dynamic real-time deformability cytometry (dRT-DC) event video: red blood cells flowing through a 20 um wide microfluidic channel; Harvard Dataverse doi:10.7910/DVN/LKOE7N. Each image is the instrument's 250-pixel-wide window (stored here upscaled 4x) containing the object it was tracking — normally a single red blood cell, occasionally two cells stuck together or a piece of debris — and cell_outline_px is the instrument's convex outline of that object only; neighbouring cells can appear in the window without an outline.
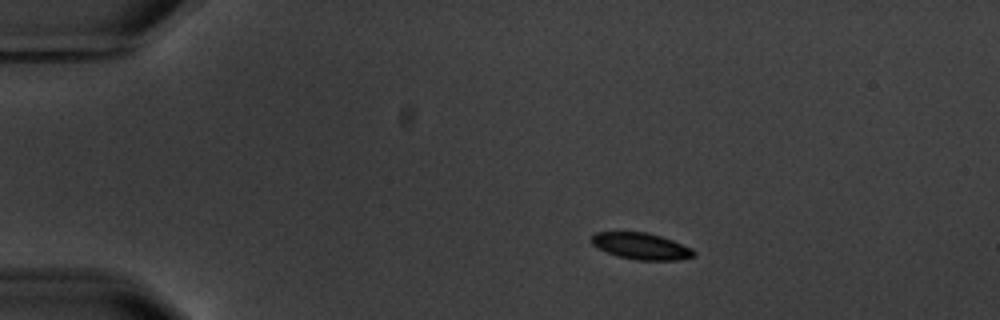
{"species": "common noctule bat (a hibernating species)", "species_latin": "Nyctalus noctula", "temperature_condition": "warm", "stored_images_in_passage": 6, "camera_frame_rate_fps": 3000, "um_per_image_px": 0.085, "animal": {"sex": "male", "body_mass_g": 20.1, "forearm_length_mm": 53.5}, "frame": {"image": 1, "passage_image": 3, "time_ms": 2.333, "image_size_px": [1000, 320], "cell_outline_px": [[696, 256], [680, 260], [636, 260], [616, 256], [592, 244], [592, 236], [596, 232], [648, 232], [672, 240], [692, 248], [696, 252]], "centroid_in_image_um": [54.55, 20.93], "position_along_channel_um": 30.5, "area_um2": 15.78}}
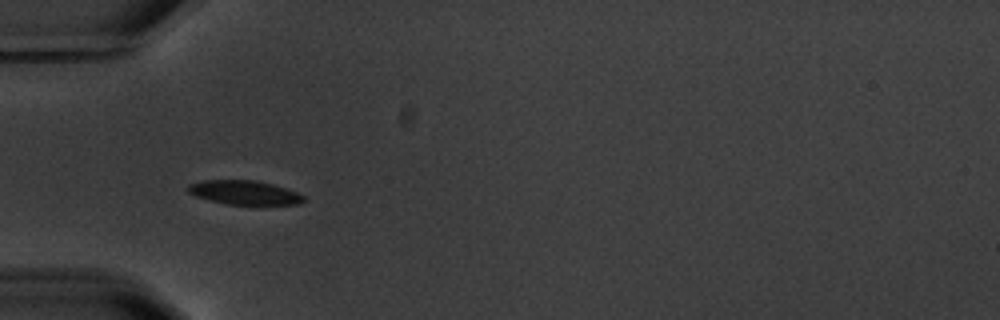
{"frame": {"image": 2, "passage_image": 5, "time_ms": 5.0, "image_size_px": [1000, 320], "cell_outline_px": [[304, 200], [300, 204], [260, 208], [256, 208], [228, 204], [208, 200], [196, 196], [188, 192], [188, 184], [204, 180], [256, 180], [272, 184], [296, 192], [304, 196]], "centroid_in_image_um": [20.84, 16.43], "position_along_channel_um": 64.2, "area_um2": 17.11}}
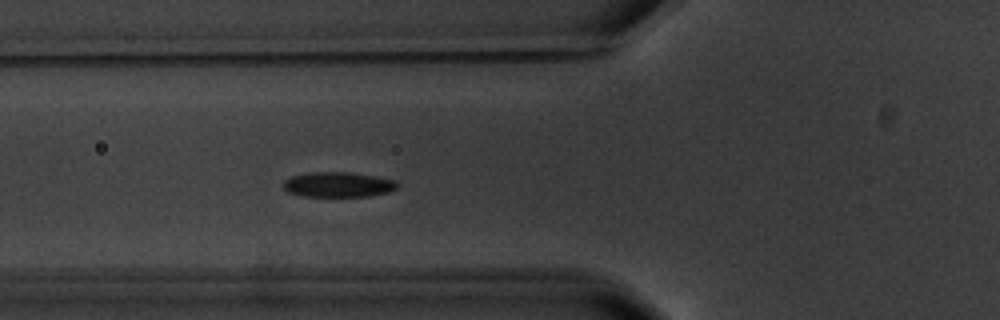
{"frame": {"image": 3, "passage_image": 6, "time_ms": 6.0, "image_size_px": [1000, 320], "cell_outline_px": [[400, 184], [396, 188], [388, 192], [368, 196], [300, 196], [288, 192], [284, 188], [284, 180], [292, 176], [308, 172], [348, 172], [372, 176], [392, 180]], "centroid_in_image_um": [28.7, 15.69], "position_along_channel_um": 97.1, "area_um2": 16.47}}